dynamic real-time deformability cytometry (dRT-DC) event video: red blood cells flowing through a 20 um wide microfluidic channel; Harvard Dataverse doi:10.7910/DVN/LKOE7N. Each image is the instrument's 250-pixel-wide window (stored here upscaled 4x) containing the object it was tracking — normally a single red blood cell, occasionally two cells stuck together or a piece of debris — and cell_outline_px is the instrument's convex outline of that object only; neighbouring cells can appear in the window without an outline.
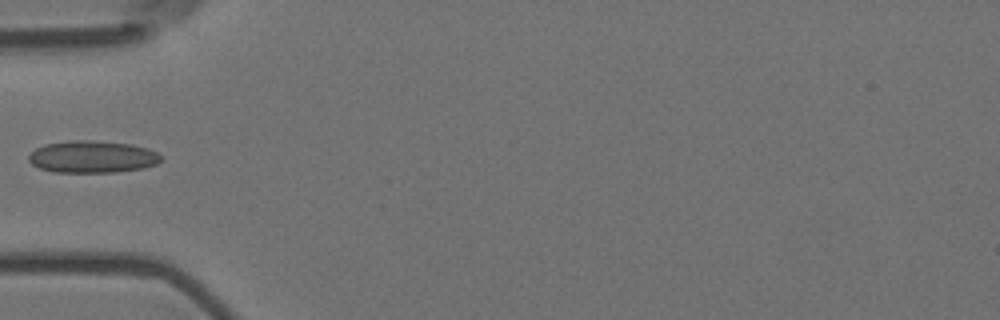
{"species": "Egyptian fruit bat (a non-hibernating species)", "species_latin": "Rousettus aegyptiacus", "temperature_condition": "room temperature", "stored_images_in_passage": 5, "camera_frame_rate_fps": 3000, "um_per_image_px": 0.085, "animal": {"sex": "female"}, "frame": {"image": 1, "passage_image": 4, "time_ms": 1.0, "image_size_px": [1000, 320], "cell_outline_px": [[160, 160], [156, 164], [144, 168], [116, 172], [52, 172], [40, 168], [32, 164], [28, 160], [28, 156], [36, 148], [44, 144], [68, 140], [92, 140], [132, 144], [148, 148], [156, 152], [160, 156]], "centroid_in_image_um": [7.83, 13.32], "position_along_channel_um": 77.2, "area_um2": 24.85}}
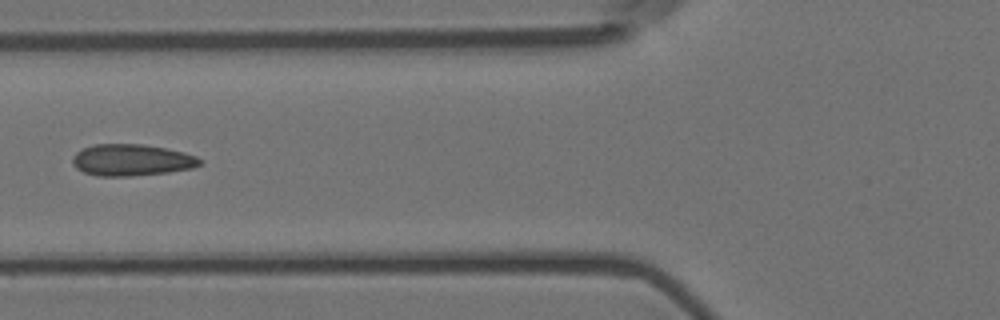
{"frame": {"image": 2, "passage_image": 5, "time_ms": 1.333, "image_size_px": [1000, 320], "cell_outline_px": [[200, 164], [192, 168], [168, 172], [132, 176], [96, 176], [84, 172], [76, 168], [72, 164], [72, 156], [76, 152], [84, 148], [96, 144], [144, 144], [184, 152], [196, 156], [200, 160]], "centroid_in_image_um": [11.15, 13.6], "position_along_channel_um": 114.7, "area_um2": 23.41}}